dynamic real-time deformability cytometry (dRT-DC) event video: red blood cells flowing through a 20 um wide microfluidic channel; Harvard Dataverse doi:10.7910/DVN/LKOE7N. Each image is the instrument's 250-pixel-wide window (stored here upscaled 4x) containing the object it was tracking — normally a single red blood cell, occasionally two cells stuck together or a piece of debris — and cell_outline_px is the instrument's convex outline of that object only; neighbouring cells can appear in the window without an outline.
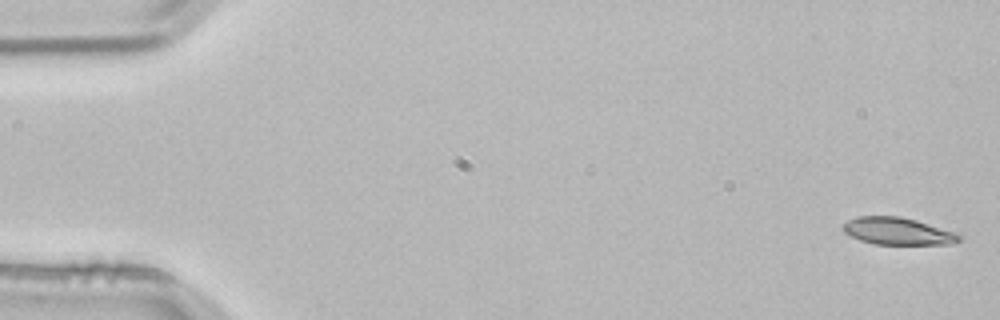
{"species": "common noctule bat (a hibernating species)", "species_latin": "Nyctalus noctula", "temperature_condition": "room temperature", "stored_images_in_passage": 4, "segment_of_instrument_passage": [2, 2], "camera_frame_rate_fps": 3000, "um_per_image_px": 0.085, "animal": {"sex": "male", "body_mass_g": 21.5, "forearm_length_mm": 52.0}, "frame": {"image": 1, "passage_image": 4, "time_ms": 1.0, "image_size_px": [1000, 320], "cell_outline_px": [[960, 240], [948, 244], [876, 244], [860, 240], [844, 232], [840, 228], [848, 220], [856, 216], [900, 216], [916, 220], [952, 232], [960, 236]], "centroid_in_image_um": [76.22, 19.64], "position_along_channel_um": 8.8, "area_um2": 18.09}}